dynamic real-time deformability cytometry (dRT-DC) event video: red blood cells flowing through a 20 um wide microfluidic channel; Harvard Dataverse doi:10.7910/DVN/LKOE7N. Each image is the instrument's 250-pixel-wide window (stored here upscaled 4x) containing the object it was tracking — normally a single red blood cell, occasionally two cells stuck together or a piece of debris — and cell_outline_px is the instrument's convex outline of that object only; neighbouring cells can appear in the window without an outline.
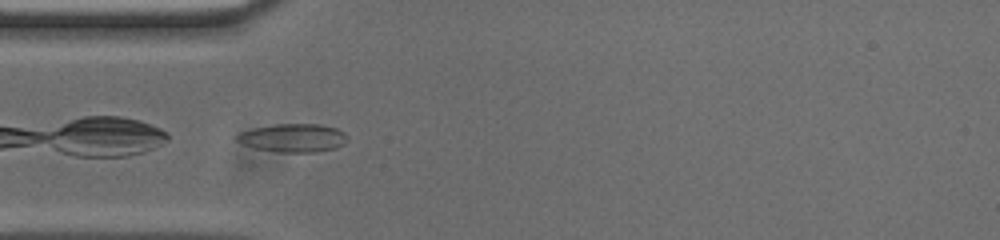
{"species": "common noctule bat (a hibernating species)", "species_latin": "Nyctalus noctula", "temperature_condition": "cold", "stored_images_in_passage": 36, "camera_frame_rate_fps": 3000, "um_per_image_px": 0.085, "animal": {"sex": "male", "body_mass_g": 20.0, "forearm_length_mm": 53.3}, "frame": {"image": 1, "passage_image": 1, "time_ms": 0.0, "image_size_px": [1000, 240], "cell_outline_px": [[348, 140], [344, 144], [336, 148], [316, 152], [280, 152], [256, 148], [244, 144], [236, 140], [236, 136], [240, 132], [252, 128], [276, 124], [320, 124], [336, 128], [344, 132], [348, 136]], "centroid_in_image_um": [24.95, 11.71], "position_along_channel_um": 60.0, "area_um2": 18.26}, "authors_computed_cell_mechanics": {"area_um2": 16.8198, "velocity_mm_per_s": 3.7435, "shape_relaxation_time_tau1_ms": null, "shape_relaxation_time_tau2_ms": 1.8067, "deformation_change_tau1": null, "deformation_change_tau2": 0.0816}}